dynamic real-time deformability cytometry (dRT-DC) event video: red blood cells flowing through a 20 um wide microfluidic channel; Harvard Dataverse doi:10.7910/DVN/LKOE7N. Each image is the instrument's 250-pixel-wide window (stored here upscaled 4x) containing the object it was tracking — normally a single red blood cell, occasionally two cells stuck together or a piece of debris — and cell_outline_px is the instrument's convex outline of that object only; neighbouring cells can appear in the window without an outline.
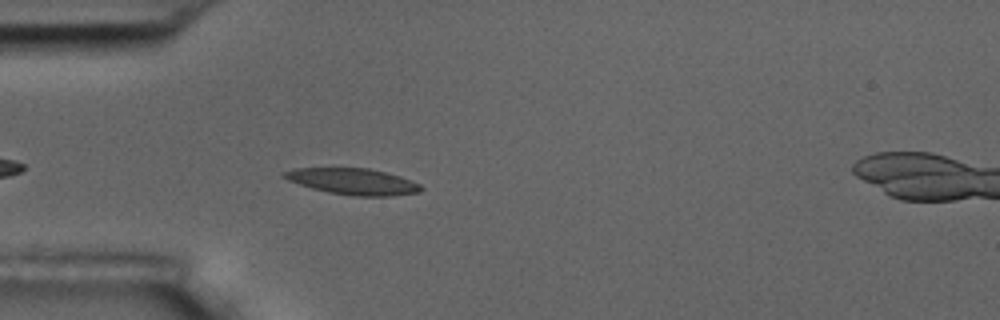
{"species": "common noctule bat (a hibernating species)", "species_latin": "Nyctalus noctula", "temperature_condition": "room temperature", "stored_images_in_passage": 36, "camera_frame_rate_fps": 3000, "um_per_image_px": 0.085, "animal": {"sex": "male", "body_mass_g": 17.5, "forearm_length_mm": 52.3}, "frame": {"image": 1, "passage_image": 5, "time_ms": 1.333, "image_size_px": [1000, 320], "cell_outline_px": [[424, 188], [420, 192], [392, 196], [352, 196], [328, 192], [312, 188], [288, 180], [280, 176], [280, 172], [296, 168], [368, 168], [400, 176], [420, 184]], "centroid_in_image_um": [29.99, 15.43], "position_along_channel_um": 55.0, "area_um2": 20.98}}
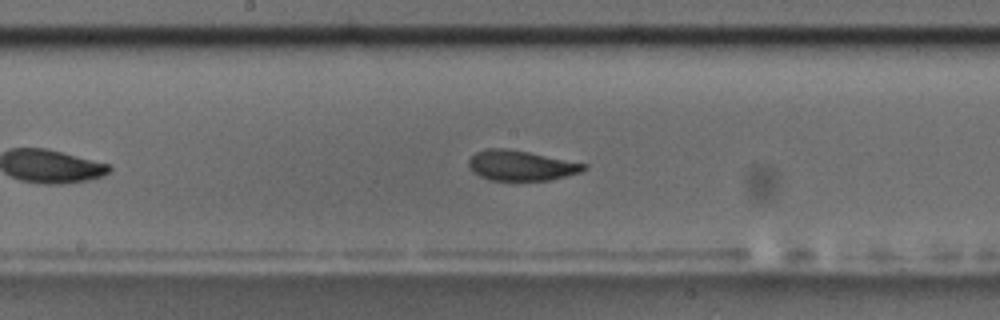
{"frame": {"image": 2, "passage_image": 18, "time_ms": 5.667, "image_size_px": [1000, 320], "cell_outline_px": [[588, 168], [580, 172], [548, 180], [488, 180], [472, 172], [468, 168], [468, 160], [476, 152], [484, 148], [508, 148], [588, 164]], "centroid_in_image_um": [44.24, 14.06], "position_along_channel_um": 204.0, "area_um2": 20.29}}
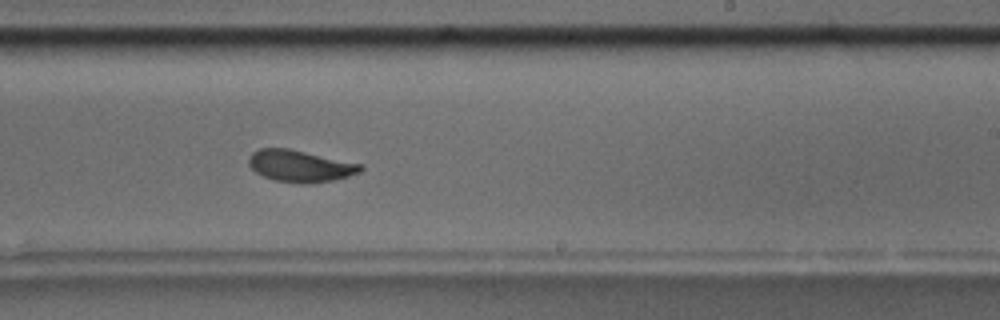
{"frame": {"image": 3, "passage_image": 23, "time_ms": 7.333, "image_size_px": [1000, 320], "cell_outline_px": [[364, 168], [360, 172], [336, 180], [308, 184], [304, 184], [276, 180], [264, 176], [256, 172], [248, 164], [248, 156], [252, 152], [260, 148], [288, 148], [364, 164]], "centroid_in_image_um": [25.54, 14.11], "position_along_channel_um": 263.5, "area_um2": 20.87}, "authors_computed_cell_mechanics": {"area_um2": 20.7502, "velocity_mm_per_s": 3.5917, "shape_relaxation_time_tau1_ms": 4.6689, "shape_relaxation_time_tau2_ms": 1.6984, "deformation_change_tau1": 0.1396, "deformation_change_tau2": 0.07}}